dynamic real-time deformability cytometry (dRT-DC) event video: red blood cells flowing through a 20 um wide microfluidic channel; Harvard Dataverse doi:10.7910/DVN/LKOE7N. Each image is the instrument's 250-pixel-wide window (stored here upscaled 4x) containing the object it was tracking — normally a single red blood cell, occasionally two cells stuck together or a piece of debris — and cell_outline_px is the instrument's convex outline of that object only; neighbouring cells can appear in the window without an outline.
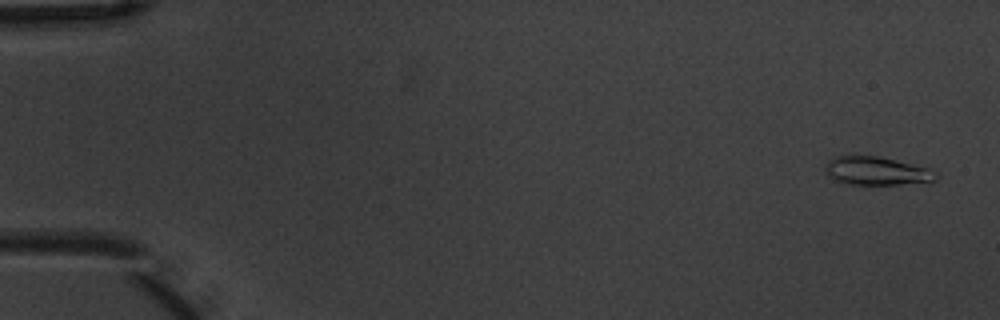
{"species": "common noctule bat (a hibernating species)", "species_latin": "Nyctalus noctula", "temperature_condition": "warm", "stored_images_in_passage": 5, "camera_frame_rate_fps": 3000, "um_per_image_px": 0.085, "animal": {"sex": "male", "body_mass_g": 20.1, "forearm_length_mm": 53.5}, "frame": {"image": 1, "passage_image": 1, "time_ms": 0.0, "image_size_px": [1000, 320], "cell_outline_px": [[936, 180], [900, 184], [848, 184], [836, 180], [828, 172], [828, 160], [836, 156], [876, 156], [928, 168], [936, 176]], "centroid_in_image_um": [74.5, 14.53], "position_along_channel_um": 10.5, "area_um2": 17.4}}